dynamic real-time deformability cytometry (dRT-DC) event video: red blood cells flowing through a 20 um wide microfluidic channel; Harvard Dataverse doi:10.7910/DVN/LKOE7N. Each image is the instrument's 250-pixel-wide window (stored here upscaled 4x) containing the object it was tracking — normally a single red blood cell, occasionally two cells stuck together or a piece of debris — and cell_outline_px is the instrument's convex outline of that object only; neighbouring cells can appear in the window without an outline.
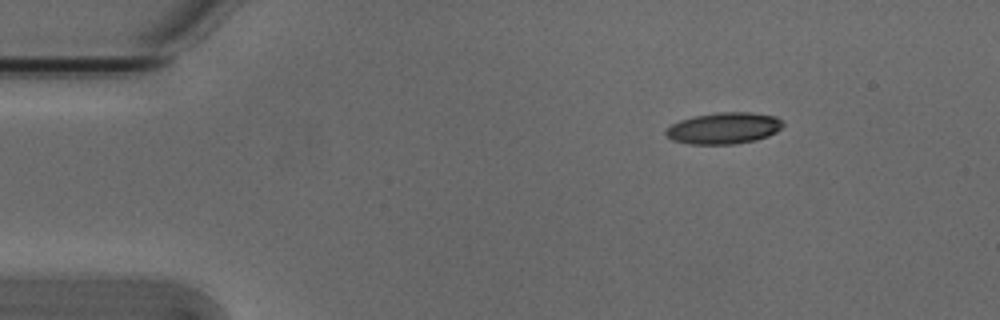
{"species": "Egyptian fruit bat (a non-hibernating species)", "species_latin": "Rousettus aegyptiacus", "temperature_condition": "cold", "stored_images_in_passage": 3, "camera_frame_rate_fps": 3000, "um_per_image_px": 0.085, "animal": {"sex": "male"}, "frame": {"image": 1, "passage_image": 1, "time_ms": 0.0, "image_size_px": [1000, 320], "cell_outline_px": [[784, 124], [776, 132], [768, 136], [756, 140], [736, 144], [688, 144], [672, 140], [664, 136], [664, 132], [672, 124], [680, 120], [696, 116], [716, 112], [748, 112], [776, 116]], "centroid_in_image_um": [61.51, 10.9], "position_along_channel_um": 23.5, "area_um2": 21.5}}